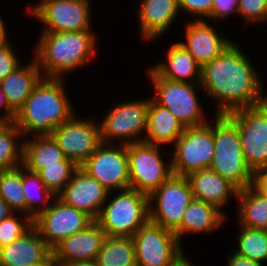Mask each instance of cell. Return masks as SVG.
Wrapping results in <instances>:
<instances>
[{
    "label": "cell",
    "instance_id": "8fae6325",
    "mask_svg": "<svg viewBox=\"0 0 267 266\" xmlns=\"http://www.w3.org/2000/svg\"><path fill=\"white\" fill-rule=\"evenodd\" d=\"M227 115L238 126L243 156L252 172L267 167V100Z\"/></svg>",
    "mask_w": 267,
    "mask_h": 266
},
{
    "label": "cell",
    "instance_id": "836d02e7",
    "mask_svg": "<svg viewBox=\"0 0 267 266\" xmlns=\"http://www.w3.org/2000/svg\"><path fill=\"white\" fill-rule=\"evenodd\" d=\"M78 166L70 159L64 158L58 164L44 165L37 174L55 196H57L70 182L74 171Z\"/></svg>",
    "mask_w": 267,
    "mask_h": 266
},
{
    "label": "cell",
    "instance_id": "6da1fadb",
    "mask_svg": "<svg viewBox=\"0 0 267 266\" xmlns=\"http://www.w3.org/2000/svg\"><path fill=\"white\" fill-rule=\"evenodd\" d=\"M234 40L214 60L201 67L200 85L209 100L218 102L214 114L256 106L267 100L264 80Z\"/></svg>",
    "mask_w": 267,
    "mask_h": 266
},
{
    "label": "cell",
    "instance_id": "83f0119b",
    "mask_svg": "<svg viewBox=\"0 0 267 266\" xmlns=\"http://www.w3.org/2000/svg\"><path fill=\"white\" fill-rule=\"evenodd\" d=\"M238 225L267 230V196L252 186L240 189L236 198Z\"/></svg>",
    "mask_w": 267,
    "mask_h": 266
},
{
    "label": "cell",
    "instance_id": "4316f807",
    "mask_svg": "<svg viewBox=\"0 0 267 266\" xmlns=\"http://www.w3.org/2000/svg\"><path fill=\"white\" fill-rule=\"evenodd\" d=\"M24 137L23 166L37 173L44 165L58 164L65 156L51 135Z\"/></svg>",
    "mask_w": 267,
    "mask_h": 266
},
{
    "label": "cell",
    "instance_id": "c3c4849f",
    "mask_svg": "<svg viewBox=\"0 0 267 266\" xmlns=\"http://www.w3.org/2000/svg\"><path fill=\"white\" fill-rule=\"evenodd\" d=\"M48 266H59V265H57V264L51 262Z\"/></svg>",
    "mask_w": 267,
    "mask_h": 266
},
{
    "label": "cell",
    "instance_id": "603a6c76",
    "mask_svg": "<svg viewBox=\"0 0 267 266\" xmlns=\"http://www.w3.org/2000/svg\"><path fill=\"white\" fill-rule=\"evenodd\" d=\"M225 211L203 200L194 199L184 212L181 224L173 231L182 244L185 234H208L220 229L227 220Z\"/></svg>",
    "mask_w": 267,
    "mask_h": 266
},
{
    "label": "cell",
    "instance_id": "ac0fdd59",
    "mask_svg": "<svg viewBox=\"0 0 267 266\" xmlns=\"http://www.w3.org/2000/svg\"><path fill=\"white\" fill-rule=\"evenodd\" d=\"M185 40L178 41L202 67L217 58L233 41L216 31L209 21L193 20L185 23Z\"/></svg>",
    "mask_w": 267,
    "mask_h": 266
},
{
    "label": "cell",
    "instance_id": "d6a6232c",
    "mask_svg": "<svg viewBox=\"0 0 267 266\" xmlns=\"http://www.w3.org/2000/svg\"><path fill=\"white\" fill-rule=\"evenodd\" d=\"M0 198L15 213L26 214V202L22 184V166L0 171Z\"/></svg>",
    "mask_w": 267,
    "mask_h": 266
},
{
    "label": "cell",
    "instance_id": "60d3db41",
    "mask_svg": "<svg viewBox=\"0 0 267 266\" xmlns=\"http://www.w3.org/2000/svg\"><path fill=\"white\" fill-rule=\"evenodd\" d=\"M227 266H264L262 263L239 256L232 252L227 258Z\"/></svg>",
    "mask_w": 267,
    "mask_h": 266
},
{
    "label": "cell",
    "instance_id": "4dcf8cb0",
    "mask_svg": "<svg viewBox=\"0 0 267 266\" xmlns=\"http://www.w3.org/2000/svg\"><path fill=\"white\" fill-rule=\"evenodd\" d=\"M24 136L21 130L9 123L0 131V171L23 165Z\"/></svg>",
    "mask_w": 267,
    "mask_h": 266
},
{
    "label": "cell",
    "instance_id": "9a60e30c",
    "mask_svg": "<svg viewBox=\"0 0 267 266\" xmlns=\"http://www.w3.org/2000/svg\"><path fill=\"white\" fill-rule=\"evenodd\" d=\"M80 168L109 192L130 188L127 145L102 143Z\"/></svg>",
    "mask_w": 267,
    "mask_h": 266
},
{
    "label": "cell",
    "instance_id": "ee69618b",
    "mask_svg": "<svg viewBox=\"0 0 267 266\" xmlns=\"http://www.w3.org/2000/svg\"><path fill=\"white\" fill-rule=\"evenodd\" d=\"M15 212L9 207V205L0 198V221L10 217Z\"/></svg>",
    "mask_w": 267,
    "mask_h": 266
},
{
    "label": "cell",
    "instance_id": "f546056e",
    "mask_svg": "<svg viewBox=\"0 0 267 266\" xmlns=\"http://www.w3.org/2000/svg\"><path fill=\"white\" fill-rule=\"evenodd\" d=\"M22 184L26 202V215L34 219L46 210L56 197L46 188L39 175L22 165Z\"/></svg>",
    "mask_w": 267,
    "mask_h": 266
},
{
    "label": "cell",
    "instance_id": "8992f818",
    "mask_svg": "<svg viewBox=\"0 0 267 266\" xmlns=\"http://www.w3.org/2000/svg\"><path fill=\"white\" fill-rule=\"evenodd\" d=\"M148 80L153 85L151 98L160 106L169 109L185 128L208 123L200 104V83H186L161 78L151 67L146 69Z\"/></svg>",
    "mask_w": 267,
    "mask_h": 266
},
{
    "label": "cell",
    "instance_id": "cb8c5ba5",
    "mask_svg": "<svg viewBox=\"0 0 267 266\" xmlns=\"http://www.w3.org/2000/svg\"><path fill=\"white\" fill-rule=\"evenodd\" d=\"M165 59L166 61L160 60L158 63L150 65L161 78L178 82L200 83L201 66L178 41L170 45Z\"/></svg>",
    "mask_w": 267,
    "mask_h": 266
},
{
    "label": "cell",
    "instance_id": "d6986e66",
    "mask_svg": "<svg viewBox=\"0 0 267 266\" xmlns=\"http://www.w3.org/2000/svg\"><path fill=\"white\" fill-rule=\"evenodd\" d=\"M106 234L94 221L85 230L63 239L52 249V262L65 266L78 261L96 260Z\"/></svg>",
    "mask_w": 267,
    "mask_h": 266
},
{
    "label": "cell",
    "instance_id": "277c9868",
    "mask_svg": "<svg viewBox=\"0 0 267 266\" xmlns=\"http://www.w3.org/2000/svg\"><path fill=\"white\" fill-rule=\"evenodd\" d=\"M215 152L209 169L239 190L252 185L253 172L244 159L237 124L227 114H213Z\"/></svg>",
    "mask_w": 267,
    "mask_h": 266
},
{
    "label": "cell",
    "instance_id": "681fc988",
    "mask_svg": "<svg viewBox=\"0 0 267 266\" xmlns=\"http://www.w3.org/2000/svg\"><path fill=\"white\" fill-rule=\"evenodd\" d=\"M27 266H48V265H27Z\"/></svg>",
    "mask_w": 267,
    "mask_h": 266
},
{
    "label": "cell",
    "instance_id": "7dc6e473",
    "mask_svg": "<svg viewBox=\"0 0 267 266\" xmlns=\"http://www.w3.org/2000/svg\"><path fill=\"white\" fill-rule=\"evenodd\" d=\"M7 125H8V123H7L3 118L0 117V131H1L4 127H6Z\"/></svg>",
    "mask_w": 267,
    "mask_h": 266
},
{
    "label": "cell",
    "instance_id": "7402d4cb",
    "mask_svg": "<svg viewBox=\"0 0 267 266\" xmlns=\"http://www.w3.org/2000/svg\"><path fill=\"white\" fill-rule=\"evenodd\" d=\"M186 178L190 183L194 199L210 203L222 212L229 204L230 197L236 201L239 189L209 168L193 172Z\"/></svg>",
    "mask_w": 267,
    "mask_h": 266
},
{
    "label": "cell",
    "instance_id": "ba28073f",
    "mask_svg": "<svg viewBox=\"0 0 267 266\" xmlns=\"http://www.w3.org/2000/svg\"><path fill=\"white\" fill-rule=\"evenodd\" d=\"M185 128L170 150L172 173L187 177L193 172L208 169L215 152L213 124Z\"/></svg>",
    "mask_w": 267,
    "mask_h": 266
},
{
    "label": "cell",
    "instance_id": "5b68a950",
    "mask_svg": "<svg viewBox=\"0 0 267 266\" xmlns=\"http://www.w3.org/2000/svg\"><path fill=\"white\" fill-rule=\"evenodd\" d=\"M116 192H109L95 222L106 236L132 237L149 220V196L131 188Z\"/></svg>",
    "mask_w": 267,
    "mask_h": 266
},
{
    "label": "cell",
    "instance_id": "f35d334b",
    "mask_svg": "<svg viewBox=\"0 0 267 266\" xmlns=\"http://www.w3.org/2000/svg\"><path fill=\"white\" fill-rule=\"evenodd\" d=\"M233 14L239 16L238 0H213L211 15L207 19L209 22L212 19L220 22L229 19L230 16L233 17Z\"/></svg>",
    "mask_w": 267,
    "mask_h": 266
},
{
    "label": "cell",
    "instance_id": "7a4b0ae2",
    "mask_svg": "<svg viewBox=\"0 0 267 266\" xmlns=\"http://www.w3.org/2000/svg\"><path fill=\"white\" fill-rule=\"evenodd\" d=\"M64 80L42 77L17 110L13 123L24 137L50 135L76 113L67 95Z\"/></svg>",
    "mask_w": 267,
    "mask_h": 266
},
{
    "label": "cell",
    "instance_id": "bcb514c9",
    "mask_svg": "<svg viewBox=\"0 0 267 266\" xmlns=\"http://www.w3.org/2000/svg\"><path fill=\"white\" fill-rule=\"evenodd\" d=\"M65 266H99L96 260H89V261H78L69 263Z\"/></svg>",
    "mask_w": 267,
    "mask_h": 266
},
{
    "label": "cell",
    "instance_id": "7bdbcfd3",
    "mask_svg": "<svg viewBox=\"0 0 267 266\" xmlns=\"http://www.w3.org/2000/svg\"><path fill=\"white\" fill-rule=\"evenodd\" d=\"M167 266H196L194 263L190 262L185 255V250L179 254L171 263Z\"/></svg>",
    "mask_w": 267,
    "mask_h": 266
},
{
    "label": "cell",
    "instance_id": "f1b7e54d",
    "mask_svg": "<svg viewBox=\"0 0 267 266\" xmlns=\"http://www.w3.org/2000/svg\"><path fill=\"white\" fill-rule=\"evenodd\" d=\"M96 261L99 266H137L132 237L107 236Z\"/></svg>",
    "mask_w": 267,
    "mask_h": 266
},
{
    "label": "cell",
    "instance_id": "7c38bea8",
    "mask_svg": "<svg viewBox=\"0 0 267 266\" xmlns=\"http://www.w3.org/2000/svg\"><path fill=\"white\" fill-rule=\"evenodd\" d=\"M192 200L193 193L188 179L172 174L149 196V220L174 231L181 224Z\"/></svg>",
    "mask_w": 267,
    "mask_h": 266
},
{
    "label": "cell",
    "instance_id": "4fadbf2b",
    "mask_svg": "<svg viewBox=\"0 0 267 266\" xmlns=\"http://www.w3.org/2000/svg\"><path fill=\"white\" fill-rule=\"evenodd\" d=\"M137 266H167L184 251L175 233L148 220L132 236Z\"/></svg>",
    "mask_w": 267,
    "mask_h": 266
},
{
    "label": "cell",
    "instance_id": "484cf974",
    "mask_svg": "<svg viewBox=\"0 0 267 266\" xmlns=\"http://www.w3.org/2000/svg\"><path fill=\"white\" fill-rule=\"evenodd\" d=\"M185 127L173 113L149 97L147 130L143 141L155 145H172Z\"/></svg>",
    "mask_w": 267,
    "mask_h": 266
},
{
    "label": "cell",
    "instance_id": "5bb4252c",
    "mask_svg": "<svg viewBox=\"0 0 267 266\" xmlns=\"http://www.w3.org/2000/svg\"><path fill=\"white\" fill-rule=\"evenodd\" d=\"M50 135L65 158L72 160L78 167L102 144L98 121L92 117L79 118L76 113Z\"/></svg>",
    "mask_w": 267,
    "mask_h": 266
},
{
    "label": "cell",
    "instance_id": "3957f363",
    "mask_svg": "<svg viewBox=\"0 0 267 266\" xmlns=\"http://www.w3.org/2000/svg\"><path fill=\"white\" fill-rule=\"evenodd\" d=\"M97 37L93 30L41 32L32 52L42 76L64 78L86 66L97 53Z\"/></svg>",
    "mask_w": 267,
    "mask_h": 266
},
{
    "label": "cell",
    "instance_id": "e575fe53",
    "mask_svg": "<svg viewBox=\"0 0 267 266\" xmlns=\"http://www.w3.org/2000/svg\"><path fill=\"white\" fill-rule=\"evenodd\" d=\"M17 215L18 213H14L0 221V248L10 245L33 226V219L30 216L23 213Z\"/></svg>",
    "mask_w": 267,
    "mask_h": 266
},
{
    "label": "cell",
    "instance_id": "52a82bcc",
    "mask_svg": "<svg viewBox=\"0 0 267 266\" xmlns=\"http://www.w3.org/2000/svg\"><path fill=\"white\" fill-rule=\"evenodd\" d=\"M148 106L149 98L115 104L99 122L101 142L129 145L143 141L147 130Z\"/></svg>",
    "mask_w": 267,
    "mask_h": 266
},
{
    "label": "cell",
    "instance_id": "8d00e7d4",
    "mask_svg": "<svg viewBox=\"0 0 267 266\" xmlns=\"http://www.w3.org/2000/svg\"><path fill=\"white\" fill-rule=\"evenodd\" d=\"M177 3L179 12L194 16V20H205L213 8V0H177Z\"/></svg>",
    "mask_w": 267,
    "mask_h": 266
},
{
    "label": "cell",
    "instance_id": "9c48e42d",
    "mask_svg": "<svg viewBox=\"0 0 267 266\" xmlns=\"http://www.w3.org/2000/svg\"><path fill=\"white\" fill-rule=\"evenodd\" d=\"M161 151L144 141L127 145L131 189L150 196L173 174L170 153L163 160Z\"/></svg>",
    "mask_w": 267,
    "mask_h": 266
},
{
    "label": "cell",
    "instance_id": "b9f144b4",
    "mask_svg": "<svg viewBox=\"0 0 267 266\" xmlns=\"http://www.w3.org/2000/svg\"><path fill=\"white\" fill-rule=\"evenodd\" d=\"M0 117L3 118L8 124L13 123L15 119V112L9 107L6 102L3 90L0 86Z\"/></svg>",
    "mask_w": 267,
    "mask_h": 266
},
{
    "label": "cell",
    "instance_id": "ab89813d",
    "mask_svg": "<svg viewBox=\"0 0 267 266\" xmlns=\"http://www.w3.org/2000/svg\"><path fill=\"white\" fill-rule=\"evenodd\" d=\"M255 190L267 196V167L253 172L252 185Z\"/></svg>",
    "mask_w": 267,
    "mask_h": 266
},
{
    "label": "cell",
    "instance_id": "ffe728a7",
    "mask_svg": "<svg viewBox=\"0 0 267 266\" xmlns=\"http://www.w3.org/2000/svg\"><path fill=\"white\" fill-rule=\"evenodd\" d=\"M52 249L32 226L10 245L0 248V266L49 265Z\"/></svg>",
    "mask_w": 267,
    "mask_h": 266
},
{
    "label": "cell",
    "instance_id": "44dd1931",
    "mask_svg": "<svg viewBox=\"0 0 267 266\" xmlns=\"http://www.w3.org/2000/svg\"><path fill=\"white\" fill-rule=\"evenodd\" d=\"M138 9L139 35L150 42L173 26L179 14L177 0H141Z\"/></svg>",
    "mask_w": 267,
    "mask_h": 266
},
{
    "label": "cell",
    "instance_id": "74e56055",
    "mask_svg": "<svg viewBox=\"0 0 267 266\" xmlns=\"http://www.w3.org/2000/svg\"><path fill=\"white\" fill-rule=\"evenodd\" d=\"M14 51L10 40L0 47V81L23 64L21 63L22 60H19L18 54Z\"/></svg>",
    "mask_w": 267,
    "mask_h": 266
},
{
    "label": "cell",
    "instance_id": "30bf717a",
    "mask_svg": "<svg viewBox=\"0 0 267 266\" xmlns=\"http://www.w3.org/2000/svg\"><path fill=\"white\" fill-rule=\"evenodd\" d=\"M90 4V0H40L27 11L44 25L40 32L85 31L93 30Z\"/></svg>",
    "mask_w": 267,
    "mask_h": 266
},
{
    "label": "cell",
    "instance_id": "d590c367",
    "mask_svg": "<svg viewBox=\"0 0 267 266\" xmlns=\"http://www.w3.org/2000/svg\"><path fill=\"white\" fill-rule=\"evenodd\" d=\"M238 12L245 26L267 23V0H238Z\"/></svg>",
    "mask_w": 267,
    "mask_h": 266
},
{
    "label": "cell",
    "instance_id": "e0dca14e",
    "mask_svg": "<svg viewBox=\"0 0 267 266\" xmlns=\"http://www.w3.org/2000/svg\"><path fill=\"white\" fill-rule=\"evenodd\" d=\"M109 191L78 167L70 182L57 195L65 204L85 212L94 221L98 218Z\"/></svg>",
    "mask_w": 267,
    "mask_h": 266
},
{
    "label": "cell",
    "instance_id": "d4e9b609",
    "mask_svg": "<svg viewBox=\"0 0 267 266\" xmlns=\"http://www.w3.org/2000/svg\"><path fill=\"white\" fill-rule=\"evenodd\" d=\"M42 77L37 61L32 58L31 62L21 65L0 81L6 102L15 113L25 103Z\"/></svg>",
    "mask_w": 267,
    "mask_h": 266
},
{
    "label": "cell",
    "instance_id": "1f68e13d",
    "mask_svg": "<svg viewBox=\"0 0 267 266\" xmlns=\"http://www.w3.org/2000/svg\"><path fill=\"white\" fill-rule=\"evenodd\" d=\"M238 226L240 230L234 253L263 264L267 260V230Z\"/></svg>",
    "mask_w": 267,
    "mask_h": 266
},
{
    "label": "cell",
    "instance_id": "2e32d148",
    "mask_svg": "<svg viewBox=\"0 0 267 266\" xmlns=\"http://www.w3.org/2000/svg\"><path fill=\"white\" fill-rule=\"evenodd\" d=\"M93 222L85 212L65 204L56 196L50 206L33 219V226L53 249L63 239L85 230Z\"/></svg>",
    "mask_w": 267,
    "mask_h": 266
},
{
    "label": "cell",
    "instance_id": "f6af8a7d",
    "mask_svg": "<svg viewBox=\"0 0 267 266\" xmlns=\"http://www.w3.org/2000/svg\"><path fill=\"white\" fill-rule=\"evenodd\" d=\"M7 30L6 23L0 16V47L9 41Z\"/></svg>",
    "mask_w": 267,
    "mask_h": 266
}]
</instances>
